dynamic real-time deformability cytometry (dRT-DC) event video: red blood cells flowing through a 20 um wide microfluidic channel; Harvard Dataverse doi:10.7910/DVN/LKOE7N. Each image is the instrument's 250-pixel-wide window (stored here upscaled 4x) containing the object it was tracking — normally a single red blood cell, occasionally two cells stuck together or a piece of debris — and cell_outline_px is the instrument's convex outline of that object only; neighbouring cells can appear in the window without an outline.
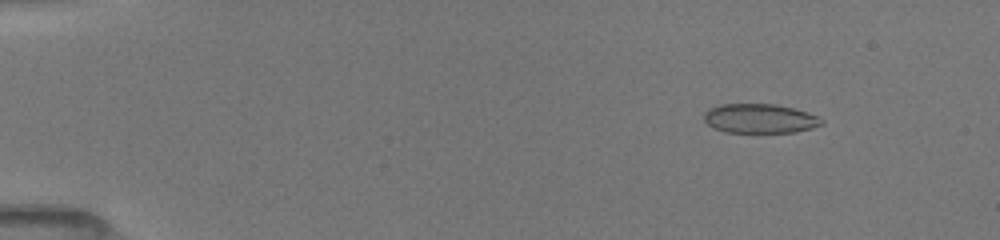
{"species": "common noctule bat (a hibernating species)", "species_latin": "Nyctalus noctula", "temperature_condition": "room temperature", "stored_images_in_passage": 48, "camera_frame_rate_fps": 3000, "um_per_image_px": 0.085, "animal": {"sex": "female", "body_mass_g": 19.5, "forearm_length_mm": 54.1}, "frame": {"image": 1, "passage_image": 7, "time_ms": 2.0, "image_size_px": [1000, 240], "cell_outline_px": [[824, 124], [812, 128], [796, 132], [724, 132], [712, 128], [704, 120], [704, 112], [708, 108], [720, 104], [776, 104], [808, 112], [824, 120]], "centroid_in_image_um": [64.57, 10.07], "position_along_channel_um": 20.4, "area_um2": 20.23}}
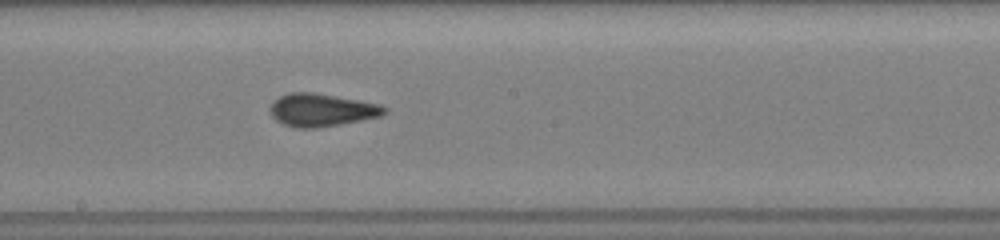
{"frame": {"image": 2, "passage_image": 29, "time_ms": 9.667, "image_size_px": [1000, 240], "cell_outline_px": [[388, 112], [380, 116], [340, 124], [316, 128], [296, 128], [284, 124], [276, 120], [272, 116], [268, 108], [272, 100], [280, 96], [292, 92], [312, 92], [380, 104], [388, 108]], "centroid_in_image_um": [27.3, 9.35], "position_along_channel_um": 220.9, "area_um2": 21.85}}
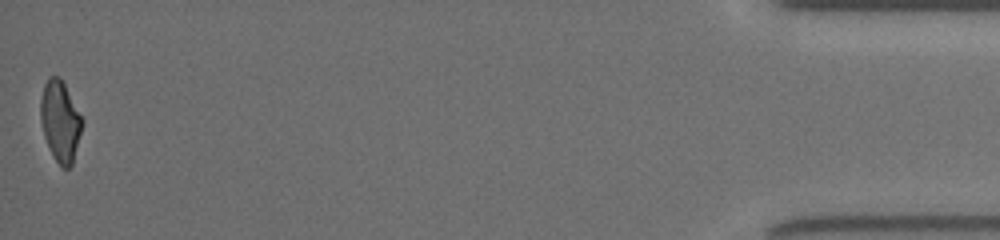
{"frame": {"image": 3, "passage_image": 48, "time_ms": 17.0, "image_size_px": [1000, 240], "cell_outline_px": [[84, 120], [72, 164], [68, 168], [60, 168], [52, 156], [44, 136], [40, 120], [40, 100], [44, 84], [48, 76], [60, 76]], "centroid_in_image_um": [5.11, 10.3], "position_along_channel_um": 430.1, "area_um2": 19.77}, "authors_computed_cell_mechanics": {"area_um2": 20.8658, "velocity_mm_per_s": 4.0274, "shape_relaxation_time_tau1_ms": null, "shape_relaxation_time_tau2_ms": 1.2772, "deformation_change_tau1": null, "deformation_change_tau2": 0.0791}}